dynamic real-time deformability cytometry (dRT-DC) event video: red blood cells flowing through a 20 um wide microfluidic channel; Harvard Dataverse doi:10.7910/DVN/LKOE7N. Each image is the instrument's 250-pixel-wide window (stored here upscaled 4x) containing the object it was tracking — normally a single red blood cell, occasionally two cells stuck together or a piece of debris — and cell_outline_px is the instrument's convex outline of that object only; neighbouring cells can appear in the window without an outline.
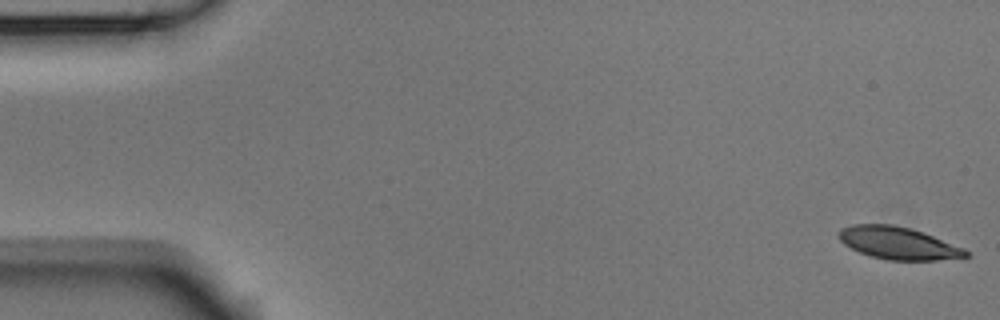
{"species": "Egyptian fruit bat (a non-hibernating species)", "species_latin": "Rousettus aegyptiacus", "temperature_condition": "room temperature", "stored_images_in_passage": 54, "camera_frame_rate_fps": 3000, "um_per_image_px": 0.085, "animal": {"sex": "male"}, "frame": {"image": 1, "passage_image": 1, "time_ms": 0.0, "image_size_px": [1000, 320], "cell_outline_px": [[968, 256], [936, 260], [888, 260], [872, 256], [860, 252], [844, 244], [840, 240], [836, 232], [840, 228], [852, 224], [892, 224], [908, 228], [932, 236], [964, 248], [968, 252]], "centroid_in_image_um": [76.28, 20.66], "position_along_channel_um": 8.7, "area_um2": 23.64}}
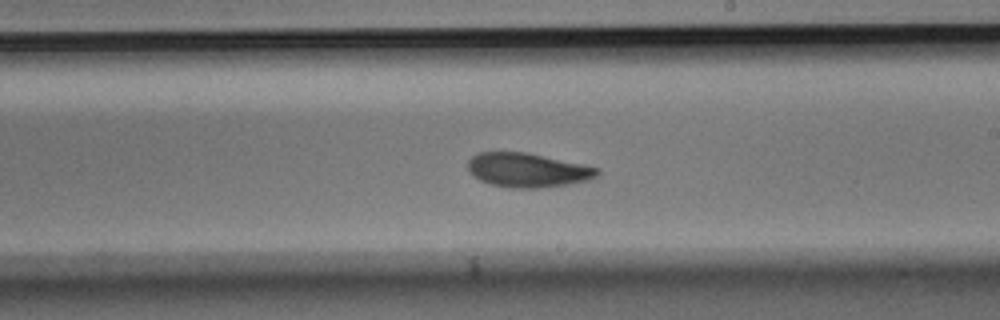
{"frame": {"image": 2, "passage_image": 31, "time_ms": 10.0, "image_size_px": [1000, 320], "cell_outline_px": [[600, 176], [588, 180], [568, 184], [540, 188], [512, 188], [492, 184], [480, 180], [468, 168], [468, 160], [472, 156], [480, 152], [524, 152], [584, 164], [600, 168]], "centroid_in_image_um": [44.9, 14.46], "position_along_channel_um": 244.1, "area_um2": 25.66}}
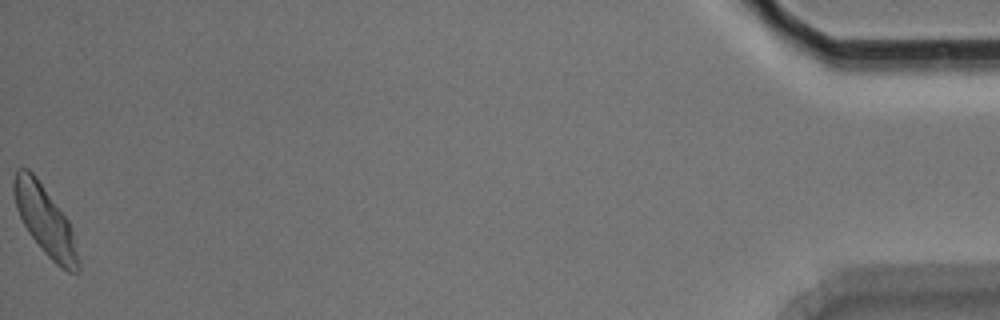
{"frame": {"image": 3, "passage_image": 54, "time_ms": 17.667, "image_size_px": [1000, 320], "cell_outline_px": [[80, 272], [68, 272], [56, 264], [44, 252], [28, 232], [16, 208], [12, 192], [12, 180], [16, 168], [28, 168], [36, 176], [68, 220], [72, 232], [80, 264]], "centroid_in_image_um": [3.8, 18.71], "position_along_channel_um": 431.4, "area_um2": 25.84}, "authors_computed_cell_mechanics": {"area_um2": 25.4609, "velocity_mm_per_s": 3.7265, "shape_relaxation_time_tau1_ms": 3.2918, "shape_relaxation_time_tau2_ms": 2.9408, "deformation_change_tau1": 0.1073, "deformation_change_tau2": 0.0929}}